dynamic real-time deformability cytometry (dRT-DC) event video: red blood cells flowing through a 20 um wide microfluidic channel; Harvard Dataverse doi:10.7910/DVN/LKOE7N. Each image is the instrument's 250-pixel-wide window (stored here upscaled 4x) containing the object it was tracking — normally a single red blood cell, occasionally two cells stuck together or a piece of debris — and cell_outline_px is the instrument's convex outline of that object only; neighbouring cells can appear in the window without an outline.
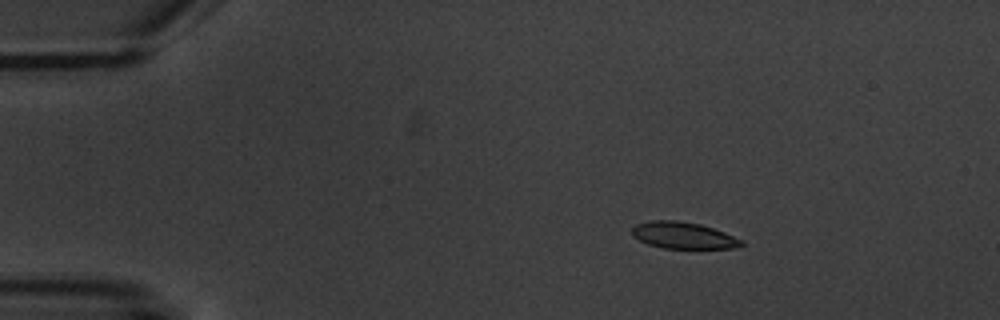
{"species": "common noctule bat (a hibernating species)", "species_latin": "Nyctalus noctula", "temperature_condition": "warm", "stored_images_in_passage": 5, "camera_frame_rate_fps": 3000, "um_per_image_px": 0.085, "animal": {"sex": "male", "body_mass_g": 20.1, "forearm_length_mm": 53.5}, "frame": {"image": 1, "passage_image": 3, "time_ms": 2.333, "image_size_px": [1000, 320], "cell_outline_px": [[744, 244], [736, 248], [664, 248], [648, 244], [632, 236], [632, 228], [636, 224], [648, 220], [676, 220], [700, 224], [724, 232], [744, 240]], "centroid_in_image_um": [58.08, 20.0], "position_along_channel_um": 26.9, "area_um2": 16.99}}